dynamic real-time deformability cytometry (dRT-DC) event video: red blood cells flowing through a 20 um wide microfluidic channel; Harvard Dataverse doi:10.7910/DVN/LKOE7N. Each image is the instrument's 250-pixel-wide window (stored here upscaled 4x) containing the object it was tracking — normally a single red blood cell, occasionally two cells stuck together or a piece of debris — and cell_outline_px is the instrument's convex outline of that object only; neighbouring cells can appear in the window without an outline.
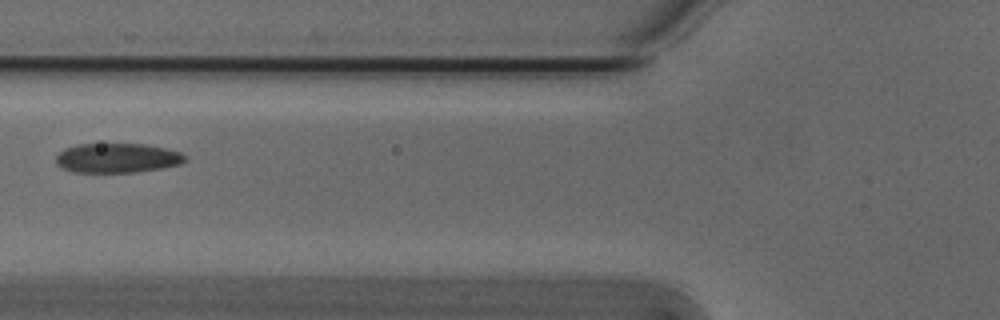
{"species": "Egyptian fruit bat (a non-hibernating species)", "species_latin": "Rousettus aegyptiacus", "temperature_condition": "cold", "stored_images_in_passage": 5, "camera_frame_rate_fps": 3000, "um_per_image_px": 0.085, "animal": {"sex": "male"}, "frame": {"image": 1, "passage_image": 4, "time_ms": 1.0, "image_size_px": [1000, 320], "cell_outline_px": [[188, 160], [180, 164], [160, 168], [136, 172], [72, 172], [60, 168], [56, 164], [56, 156], [64, 148], [76, 144], [144, 144], [164, 148], [180, 152]], "centroid_in_image_um": [9.92, 13.43], "position_along_channel_um": 115.9, "area_um2": 22.25}}